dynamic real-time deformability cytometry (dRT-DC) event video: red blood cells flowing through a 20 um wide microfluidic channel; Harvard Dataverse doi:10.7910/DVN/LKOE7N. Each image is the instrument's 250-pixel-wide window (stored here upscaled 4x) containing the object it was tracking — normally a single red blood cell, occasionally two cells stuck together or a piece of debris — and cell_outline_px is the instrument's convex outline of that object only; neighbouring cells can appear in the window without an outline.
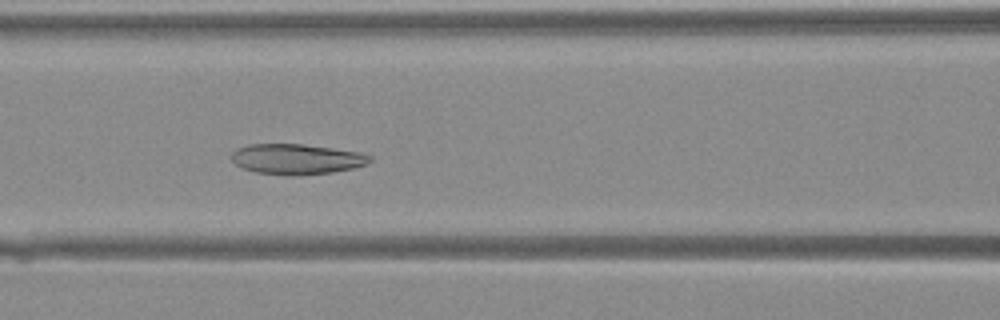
{"species": "Egyptian fruit bat (a non-hibernating species)", "species_latin": "Rousettus aegyptiacus", "temperature_condition": "warm", "stored_images_in_passage": 32, "camera_frame_rate_fps": 3000, "um_per_image_px": 0.085, "animal": {"sex": "female"}, "frame": {"image": 1, "passage_image": 9, "time_ms": 2.667, "image_size_px": [1000, 320], "cell_outline_px": [[372, 160], [364, 164], [352, 168], [332, 172], [296, 176], [284, 176], [256, 172], [244, 168], [236, 164], [232, 160], [232, 152], [236, 148], [248, 144], [300, 144], [332, 148], [360, 152], [372, 156]], "centroid_in_image_um": [25.19, 13.53], "position_along_channel_um": 141.4, "area_um2": 24.51}}
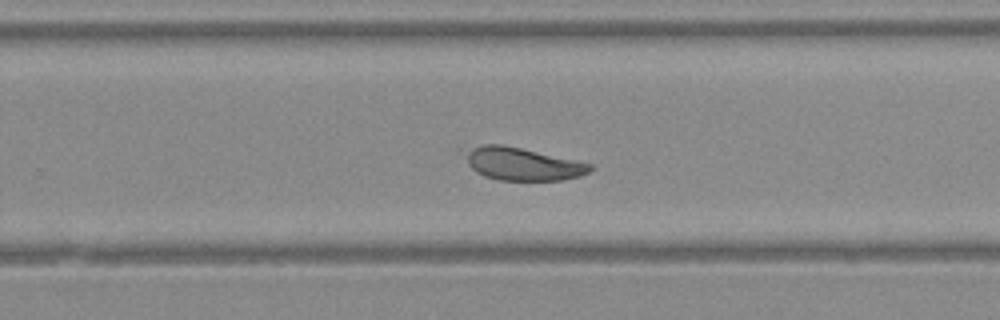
{"frame": {"image": 2, "passage_image": 18, "time_ms": 5.667, "image_size_px": [1000, 320], "cell_outline_px": [[592, 168], [588, 172], [580, 176], [560, 180], [500, 180], [484, 176], [476, 172], [468, 164], [456, 148], [480, 144], [500, 144], [520, 148], [592, 164]], "centroid_in_image_um": [44.22, 13.9], "position_along_channel_um": 285.6, "area_um2": 24.22}}
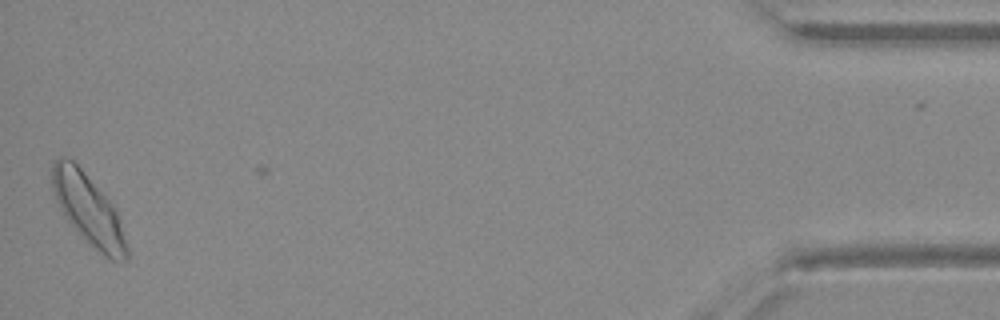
{"frame": {"image": 3, "passage_image": 32, "time_ms": 10.333, "image_size_px": [1000, 320], "cell_outline_px": [[128, 260], [112, 260], [104, 256], [88, 244], [80, 236], [68, 220], [60, 208], [56, 200], [52, 188], [52, 164], [60, 156], [64, 156], [72, 160], [80, 168], [112, 204], [116, 212], [128, 248]], "centroid_in_image_um": [7.49, 17.84], "position_along_channel_um": 427.7, "area_um2": 30.06}}